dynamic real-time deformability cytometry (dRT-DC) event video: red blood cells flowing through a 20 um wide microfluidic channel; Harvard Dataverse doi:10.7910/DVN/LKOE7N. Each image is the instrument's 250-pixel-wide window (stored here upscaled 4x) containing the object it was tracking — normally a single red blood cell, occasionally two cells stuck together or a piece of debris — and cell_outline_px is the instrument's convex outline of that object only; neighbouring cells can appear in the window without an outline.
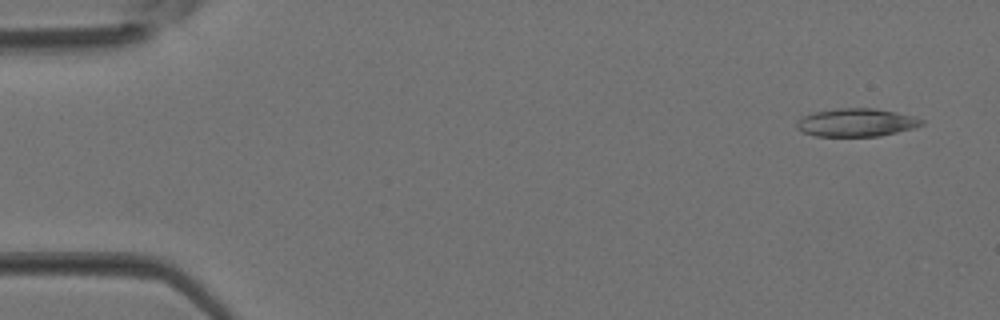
{"species": "Egyptian fruit bat (a non-hibernating species)", "species_latin": "Rousettus aegyptiacus", "temperature_condition": "room temperature", "stored_images_in_passage": 3, "camera_frame_rate_fps": 3000, "um_per_image_px": 0.085, "animal": {"sex": "female"}, "frame": {"image": 1, "passage_image": 1, "time_ms": 0.0, "image_size_px": [1000, 320], "cell_outline_px": [[924, 124], [912, 128], [880, 136], [816, 136], [800, 132], [796, 128], [796, 124], [804, 116], [812, 112], [836, 108], [876, 108], [916, 116], [924, 120]], "centroid_in_image_um": [72.79, 10.41], "position_along_channel_um": 12.2, "area_um2": 20.58}}